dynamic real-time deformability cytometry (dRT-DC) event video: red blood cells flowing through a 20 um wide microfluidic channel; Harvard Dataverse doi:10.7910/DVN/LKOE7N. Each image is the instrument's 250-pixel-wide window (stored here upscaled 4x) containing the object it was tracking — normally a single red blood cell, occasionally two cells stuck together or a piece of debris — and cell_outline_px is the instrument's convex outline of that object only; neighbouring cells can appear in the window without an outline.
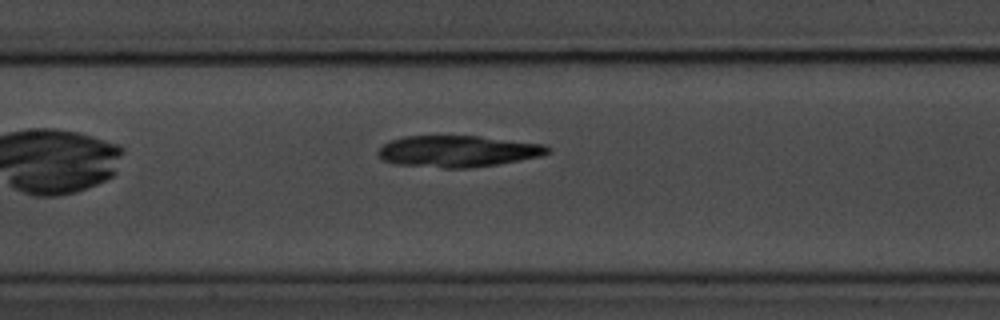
{"species": "common noctule bat (a hibernating species)", "species_latin": "Nyctalus noctula", "temperature_condition": "room temperature", "stored_images_in_passage": 7, "camera_frame_rate_fps": 3000, "um_per_image_px": 0.085, "animal": {"sex": "male", "body_mass_g": 20.1, "forearm_length_mm": 53.5}, "frame": {"image": 1, "passage_image": 7, "time_ms": 7.0, "image_size_px": [1000, 320], "cell_outline_px": [[552, 152], [540, 156], [520, 160], [496, 164], [468, 168], [444, 168], [396, 164], [384, 160], [376, 152], [388, 140], [404, 136], [480, 136], [544, 144], [552, 148]], "centroid_in_image_um": [38.93, 12.85], "position_along_channel_um": 168.5, "area_um2": 31.15}}